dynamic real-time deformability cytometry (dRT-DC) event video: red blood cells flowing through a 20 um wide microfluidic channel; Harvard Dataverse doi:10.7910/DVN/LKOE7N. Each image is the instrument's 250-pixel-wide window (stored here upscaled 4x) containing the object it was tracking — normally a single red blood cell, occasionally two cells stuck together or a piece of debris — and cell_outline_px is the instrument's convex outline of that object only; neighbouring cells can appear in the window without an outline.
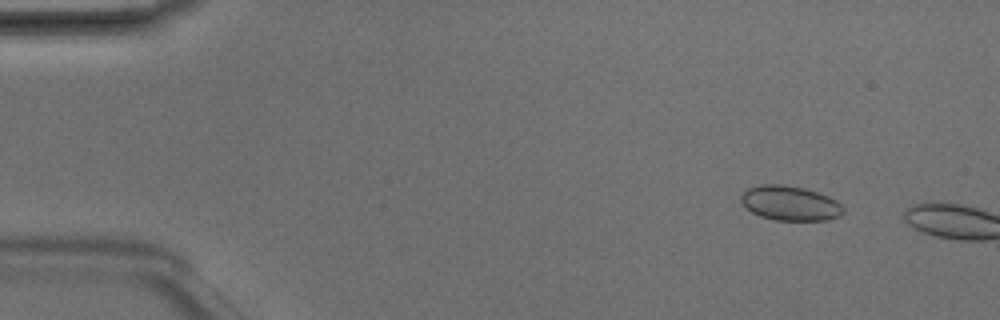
{"species": "Egyptian fruit bat (a non-hibernating species)", "species_latin": "Rousettus aegyptiacus", "temperature_condition": "room temperature", "stored_images_in_passage": 2, "camera_frame_rate_fps": 3000, "um_per_image_px": 0.085, "animal": {"sex": "male"}, "frame": {"image": 1, "passage_image": 1, "time_ms": 0.0, "image_size_px": [1000, 320], "cell_outline_px": [[844, 212], [840, 216], [828, 220], [776, 220], [760, 216], [752, 212], [740, 200], [740, 196], [748, 188], [760, 184], [784, 184], [804, 188], [828, 196], [836, 200], [844, 208]], "centroid_in_image_um": [67.17, 17.27], "position_along_channel_um": 17.8, "area_um2": 20.63}}